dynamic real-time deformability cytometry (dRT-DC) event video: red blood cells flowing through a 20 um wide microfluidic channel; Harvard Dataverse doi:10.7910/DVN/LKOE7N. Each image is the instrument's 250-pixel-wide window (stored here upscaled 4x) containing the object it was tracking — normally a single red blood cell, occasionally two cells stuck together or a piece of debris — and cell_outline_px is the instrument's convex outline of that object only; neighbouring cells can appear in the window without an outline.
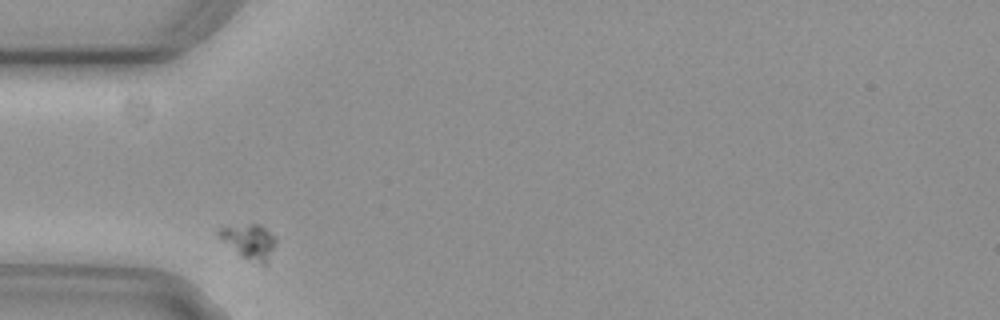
{"species": "common noctule bat (a hibernating species)", "species_latin": "Nyctalus noctula", "temperature_condition": "cold", "stored_images_in_passage": 2, "camera_frame_rate_fps": 3000, "um_per_image_px": 0.085, "animal": {"sex": "female", "body_mass_g": 29.2, "forearm_length_mm": 56.3}, "frame": {"image": 1, "passage_image": 1, "time_ms": 0.0, "image_size_px": [1000, 320], "cell_outline_px": [[276, 244], [268, 264], [264, 268], [240, 256], [216, 232], [220, 228], [248, 224], [260, 224], [276, 240]], "centroid_in_image_um": [21.26, 20.6], "position_along_channel_um": 63.7, "area_um2": 11.5}}
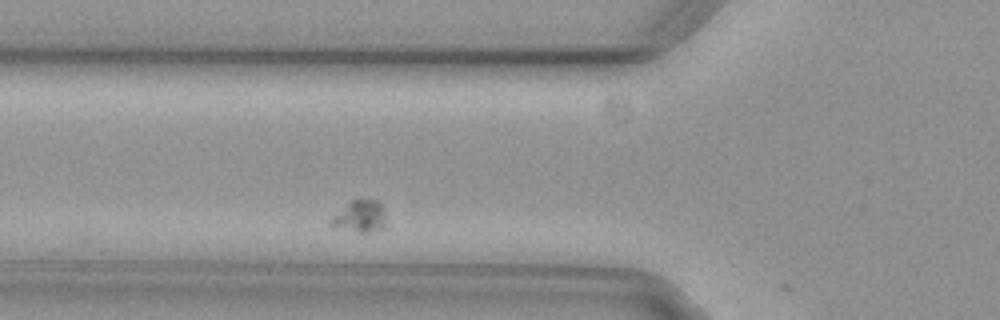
{"frame": {"image": 2, "passage_image": 2, "time_ms": 0.333, "image_size_px": [1000, 320], "cell_outline_px": [[388, 228], [368, 232], [356, 232], [328, 224], [328, 220], [332, 216], [352, 200], [380, 200]], "centroid_in_image_um": [30.64, 18.41], "position_along_channel_um": 95.2, "area_um2": 10.29}}